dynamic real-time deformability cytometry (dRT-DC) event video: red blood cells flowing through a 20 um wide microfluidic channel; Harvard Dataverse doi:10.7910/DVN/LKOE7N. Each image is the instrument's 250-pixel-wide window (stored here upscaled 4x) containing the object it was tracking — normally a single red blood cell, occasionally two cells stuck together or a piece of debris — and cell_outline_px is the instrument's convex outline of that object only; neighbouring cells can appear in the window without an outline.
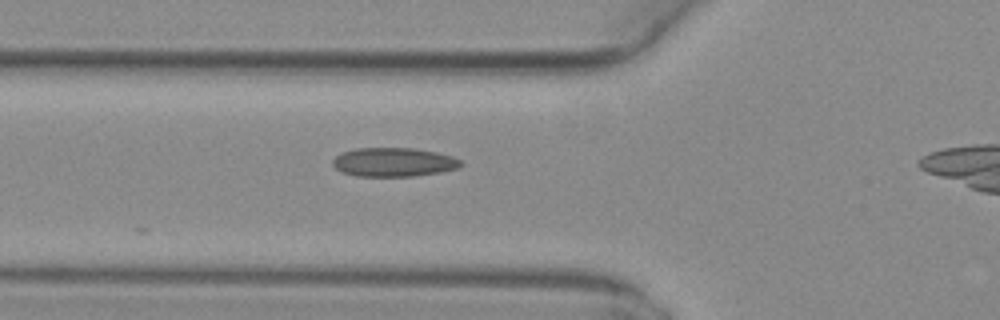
{"species": "common noctule bat (a hibernating species)", "species_latin": "Nyctalus noctula", "temperature_condition": "warm", "stored_images_in_passage": 18, "camera_frame_rate_fps": 3000, "um_per_image_px": 0.085, "animal": {"sex": "female", "body_mass_g": 29.2, "forearm_length_mm": 56.3}, "frame": {"image": 1, "passage_image": 2, "time_ms": 0.333, "image_size_px": [1000, 320], "cell_outline_px": [[464, 164], [460, 168], [440, 172], [412, 176], [356, 176], [340, 172], [332, 164], [332, 160], [340, 152], [356, 148], [412, 148], [436, 152], [452, 156], [460, 160]], "centroid_in_image_um": [33.45, 13.78], "position_along_channel_um": 92.4, "area_um2": 21.73}}
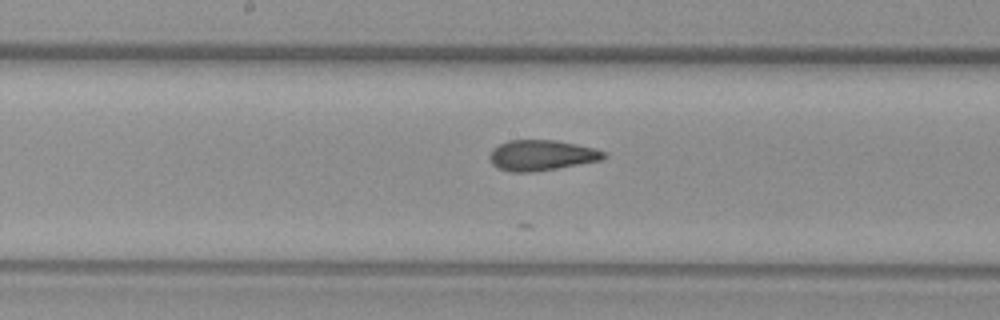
{"frame": {"image": 2, "passage_image": 10, "time_ms": 3.0, "image_size_px": [1000, 320], "cell_outline_px": [[608, 156], [604, 160], [532, 172], [508, 172], [496, 168], [492, 164], [488, 156], [492, 148], [508, 140], [556, 140], [596, 148], [608, 152]], "centroid_in_image_um": [46.05, 13.2], "position_along_channel_um": 202.2, "area_um2": 20.69}}
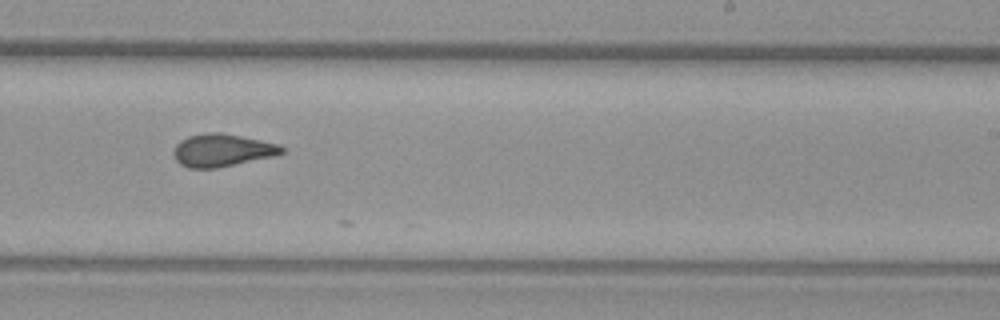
{"frame": {"image": 3, "passage_image": 15, "time_ms": 4.667, "image_size_px": [1000, 320], "cell_outline_px": [[284, 152], [276, 156], [216, 168], [188, 168], [180, 164], [176, 160], [172, 152], [176, 144], [180, 140], [188, 136], [208, 132], [220, 132], [260, 140], [276, 144], [284, 148]], "centroid_in_image_um": [18.85, 12.77], "position_along_channel_um": 270.2, "area_um2": 20.58}}